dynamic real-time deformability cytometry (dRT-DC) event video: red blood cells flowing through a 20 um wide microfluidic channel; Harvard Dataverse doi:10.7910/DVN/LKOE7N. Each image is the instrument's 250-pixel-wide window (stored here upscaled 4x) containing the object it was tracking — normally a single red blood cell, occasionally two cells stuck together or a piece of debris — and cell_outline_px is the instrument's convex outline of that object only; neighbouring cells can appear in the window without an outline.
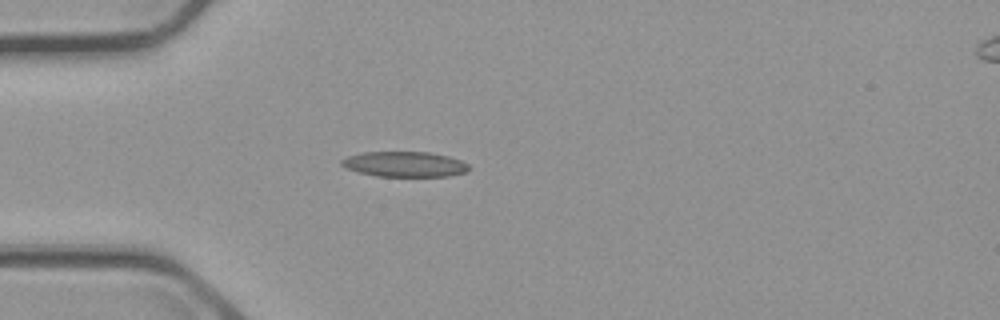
{"species": "common noctule bat (a hibernating species)", "species_latin": "Nyctalus noctula", "temperature_condition": "cold", "stored_images_in_passage": 2, "camera_frame_rate_fps": 3000, "um_per_image_px": 0.085, "animal": {"sex": "male", "body_mass_g": 23.1, "forearm_length_mm": 52.7}, "frame": {"image": 1, "passage_image": 1, "time_ms": 0.0, "image_size_px": [1000, 320], "cell_outline_px": [[468, 172], [448, 176], [376, 176], [344, 168], [340, 164], [340, 160], [348, 156], [364, 152], [428, 152], [448, 156], [460, 160], [468, 164]], "centroid_in_image_um": [34.37, 13.96], "position_along_channel_um": 50.6, "area_um2": 18.73}}